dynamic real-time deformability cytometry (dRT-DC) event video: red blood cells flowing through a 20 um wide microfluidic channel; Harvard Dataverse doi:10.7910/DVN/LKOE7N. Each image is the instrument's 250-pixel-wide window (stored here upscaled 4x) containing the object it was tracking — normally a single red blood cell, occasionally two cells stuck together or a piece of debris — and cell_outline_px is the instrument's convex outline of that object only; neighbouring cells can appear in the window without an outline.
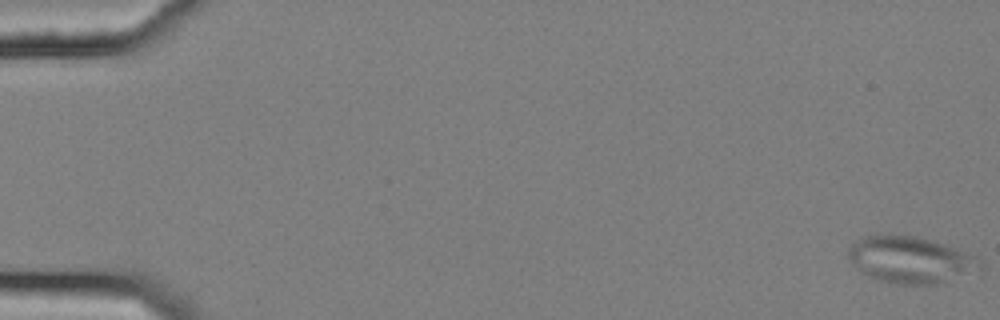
{"species": "common noctule bat (a hibernating species)", "species_latin": "Nyctalus noctula", "temperature_condition": "cold", "stored_images_in_passage": 19, "camera_frame_rate_fps": 3000, "um_per_image_px": 0.085, "animal": {"sex": "female", "body_mass_g": 25.1}, "frame": {"image": 1, "passage_image": 1, "time_ms": 0.0, "image_size_px": [1000, 320], "cell_outline_px": [[984, 268], [940, 284], [896, 284], [880, 280], [868, 276], [860, 272], [852, 264], [848, 256], [848, 248], [856, 240], [868, 236], [912, 236], [932, 240], [972, 256]], "centroid_in_image_um": [77.33, 22.11], "position_along_channel_um": 7.7, "area_um2": 35.03}}
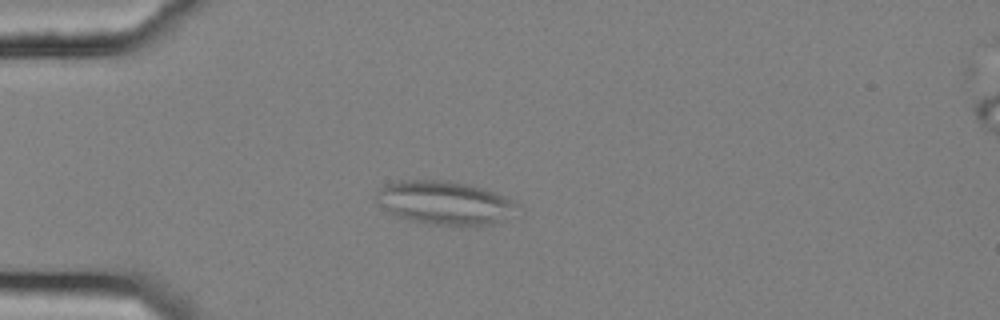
{"frame": {"image": 2, "passage_image": 16, "time_ms": 5.0, "image_size_px": [1000, 320], "cell_outline_px": [[524, 212], [492, 224], [476, 228], [432, 224], [408, 220], [388, 212], [372, 196], [384, 184], [400, 180], [444, 180], [468, 184], [484, 188], [496, 192], [516, 200], [520, 204]], "centroid_in_image_um": [37.92, 17.26], "position_along_channel_um": 47.1, "area_um2": 37.22}}